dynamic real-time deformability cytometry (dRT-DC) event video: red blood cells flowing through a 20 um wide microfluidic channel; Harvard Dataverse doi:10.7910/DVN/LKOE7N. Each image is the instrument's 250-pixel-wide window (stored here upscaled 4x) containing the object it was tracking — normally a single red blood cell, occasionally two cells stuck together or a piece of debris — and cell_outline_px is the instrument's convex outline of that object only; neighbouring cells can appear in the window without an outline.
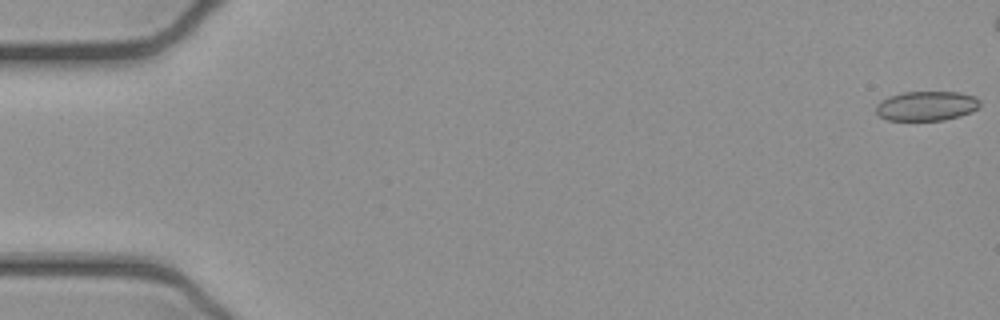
{"species": "common noctule bat (a hibernating species)", "species_latin": "Nyctalus noctula", "temperature_condition": "cold", "stored_images_in_passage": 46, "camera_frame_rate_fps": 3000, "um_per_image_px": 0.085, "animal": {"sex": "female", "body_mass_g": 21.9}, "frame": {"image": 1, "passage_image": 1, "time_ms": 0.0, "image_size_px": [1000, 320], "cell_outline_px": [[980, 104], [972, 112], [960, 116], [944, 120], [888, 120], [880, 116], [876, 112], [876, 104], [880, 100], [888, 96], [900, 92], [960, 92], [972, 96], [980, 100]], "centroid_in_image_um": [78.72, 9.0], "position_along_channel_um": 6.3, "area_um2": 17.98}}
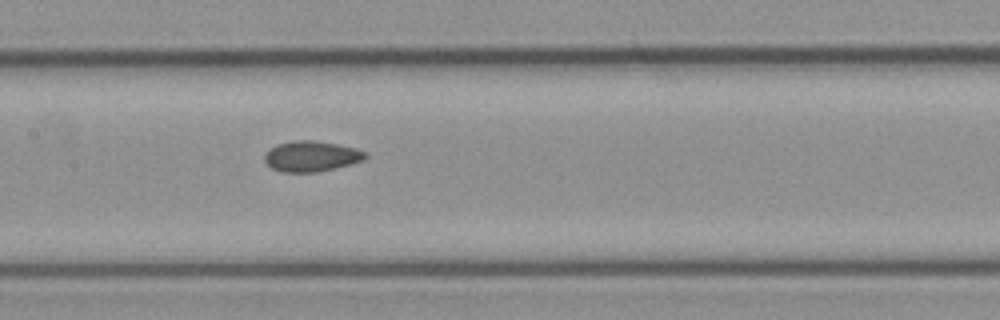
{"frame": {"image": 2, "passage_image": 26, "time_ms": 8.333, "image_size_px": [1000, 320], "cell_outline_px": [[368, 156], [364, 160], [352, 164], [316, 172], [280, 172], [272, 168], [264, 160], [264, 156], [272, 148], [280, 144], [292, 140], [312, 140], [336, 144], [356, 148], [364, 152]], "centroid_in_image_um": [26.48, 13.29], "position_along_channel_um": 180.9, "area_um2": 17.74}}
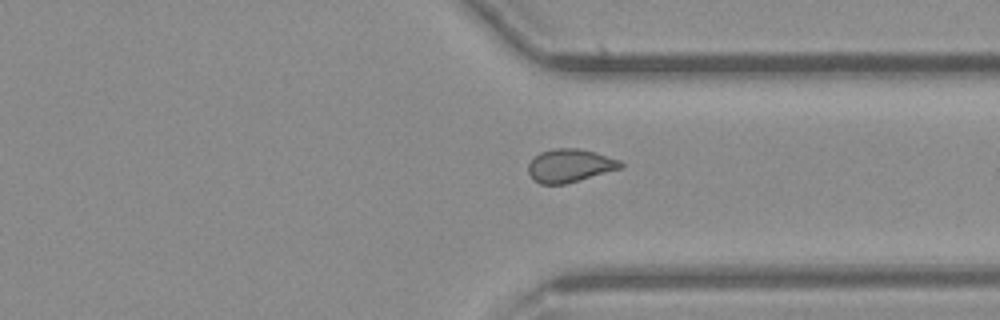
{"frame": {"image": 3, "passage_image": 40, "time_ms": 13.0, "image_size_px": [1000, 320], "cell_outline_px": [[624, 164], [620, 168], [564, 184], [540, 184], [532, 180], [528, 172], [528, 164], [540, 152], [552, 148], [580, 148], [596, 152], [620, 160]], "centroid_in_image_um": [48.4, 14.06], "position_along_channel_um": 363.0, "area_um2": 17.8}}